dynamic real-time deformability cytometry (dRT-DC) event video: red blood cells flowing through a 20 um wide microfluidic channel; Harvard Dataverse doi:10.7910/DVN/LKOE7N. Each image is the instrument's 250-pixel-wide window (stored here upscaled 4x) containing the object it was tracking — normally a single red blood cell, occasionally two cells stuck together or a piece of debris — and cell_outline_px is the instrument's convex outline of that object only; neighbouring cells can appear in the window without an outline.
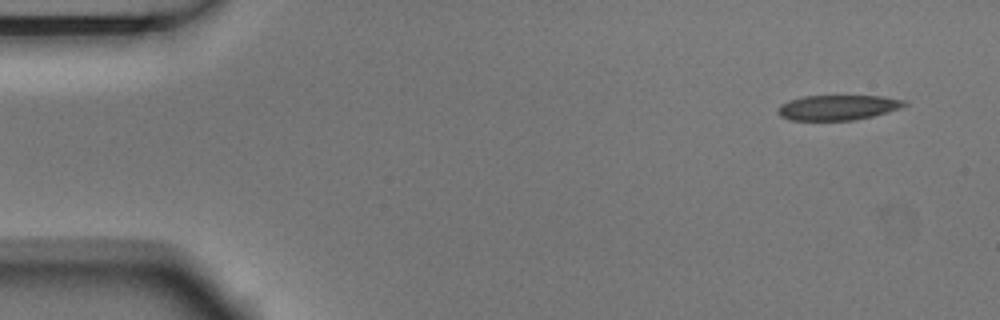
{"species": "Egyptian fruit bat (a non-hibernating species)", "species_latin": "Rousettus aegyptiacus", "temperature_condition": "room temperature", "stored_images_in_passage": 6, "segment_of_instrument_passage": [2, 2], "camera_frame_rate_fps": 3000, "um_per_image_px": 0.085, "animal": {"sex": "male"}, "frame": {"image": 1, "passage_image": 6, "time_ms": 1.667, "image_size_px": [1000, 320], "cell_outline_px": [[908, 104], [900, 108], [888, 112], [856, 120], [788, 120], [780, 116], [776, 112], [780, 104], [788, 100], [804, 96], [880, 96], [904, 100]], "centroid_in_image_um": [71.17, 9.14], "position_along_channel_um": 13.8, "area_um2": 18.55}}